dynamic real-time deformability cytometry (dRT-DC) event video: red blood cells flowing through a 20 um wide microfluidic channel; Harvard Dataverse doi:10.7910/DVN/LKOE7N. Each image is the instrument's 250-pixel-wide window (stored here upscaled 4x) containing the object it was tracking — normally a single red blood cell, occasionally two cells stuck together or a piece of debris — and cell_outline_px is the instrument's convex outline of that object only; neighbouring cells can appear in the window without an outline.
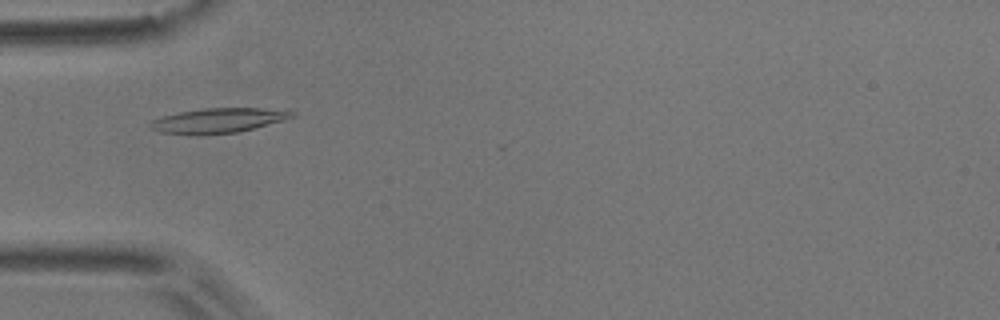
{"species": "common noctule bat (a hibernating species)", "species_latin": "Nyctalus noctula", "temperature_condition": "room temperature", "stored_images_in_passage": 5, "camera_frame_rate_fps": 3000, "um_per_image_px": 0.085, "animal": {"sex": "male", "body_mass_g": 17.9}, "frame": {"image": 1, "passage_image": 4, "time_ms": 1.0, "image_size_px": [1000, 320], "cell_outline_px": [[296, 116], [284, 120], [256, 128], [240, 132], [204, 136], [188, 136], [160, 132], [152, 128], [148, 124], [152, 120], [176, 112], [204, 108], [288, 108], [296, 112]], "centroid_in_image_um": [18.61, 10.25], "position_along_channel_um": 66.4, "area_um2": 21.39}}
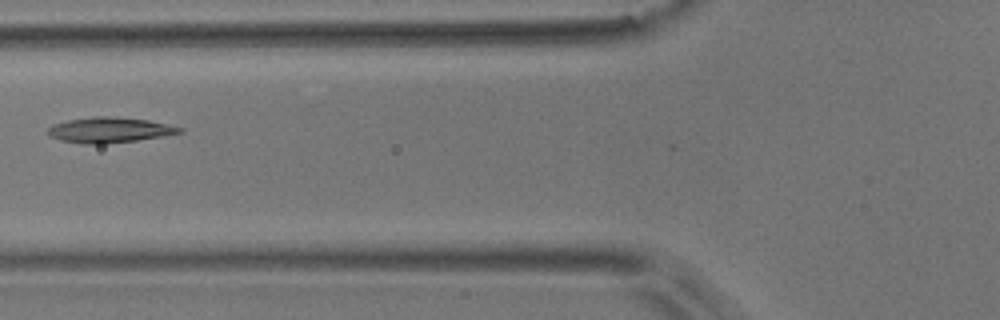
{"frame": {"image": 2, "passage_image": 5, "time_ms": 1.333, "image_size_px": [1000, 320], "cell_outline_px": [[184, 132], [136, 140], [104, 144], [84, 144], [60, 140], [52, 136], [48, 132], [48, 128], [52, 124], [68, 120], [92, 116], [108, 116], [148, 120], [184, 128]], "centroid_in_image_um": [9.29, 11.04], "position_along_channel_um": 116.5, "area_um2": 19.31}}